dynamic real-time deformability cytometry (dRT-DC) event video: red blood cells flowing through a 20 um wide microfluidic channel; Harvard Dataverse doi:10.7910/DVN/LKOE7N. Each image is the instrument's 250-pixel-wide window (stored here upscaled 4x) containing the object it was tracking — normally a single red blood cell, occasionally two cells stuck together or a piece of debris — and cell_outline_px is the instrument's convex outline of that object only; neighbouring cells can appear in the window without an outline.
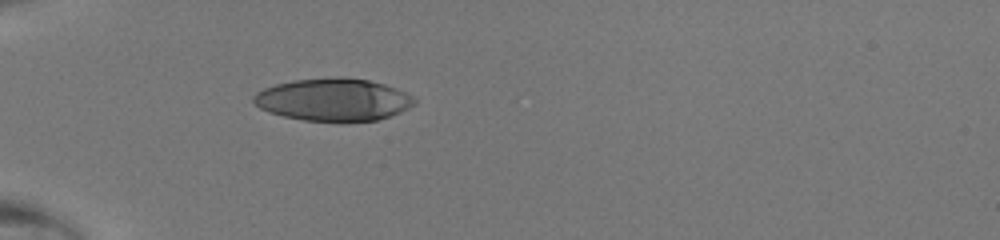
{"species": "human", "species_latin": "Homo sapiens", "temperature_condition": "room temperature", "stored_images_in_passage": 32, "camera_frame_rate_fps": 3000, "um_per_image_px": 0.085, "donor": {"sex": "male"}, "frame": {"image": 1, "passage_image": 1, "time_ms": 0.0, "image_size_px": [1000, 240], "cell_outline_px": [[416, 104], [400, 112], [376, 120], [340, 124], [304, 120], [284, 116], [268, 112], [260, 108], [252, 100], [252, 96], [256, 92], [264, 88], [276, 84], [296, 80], [336, 76], [344, 76], [368, 80], [384, 84], [396, 88], [412, 96], [416, 100]], "centroid_in_image_um": [28.33, 8.49], "position_along_channel_um": 56.7, "area_um2": 40.58}}
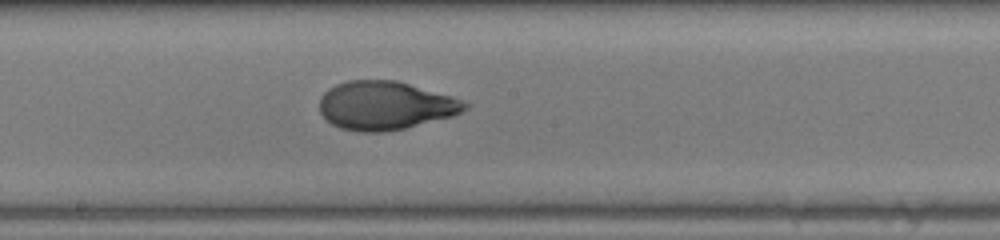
{"frame": {"image": 2, "passage_image": 13, "time_ms": 4.0, "image_size_px": [1000, 240], "cell_outline_px": [[472, 104], [468, 108], [452, 116], [404, 128], [384, 132], [360, 132], [340, 128], [332, 124], [320, 112], [320, 96], [328, 88], [336, 84], [348, 80], [396, 80], [452, 96], [464, 100]], "centroid_in_image_um": [32.75, 8.96], "position_along_channel_um": 215.4, "area_um2": 41.15}}
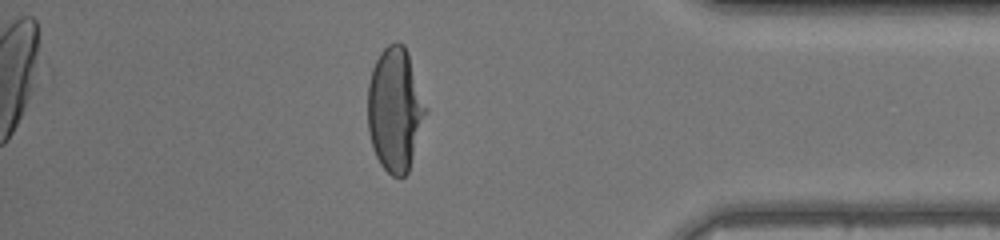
{"frame": {"image": 3, "passage_image": 27, "time_ms": 8.667, "image_size_px": [1000, 240], "cell_outline_px": [[428, 112], [408, 172], [404, 176], [392, 176], [380, 164], [372, 148], [368, 132], [368, 84], [372, 68], [380, 52], [388, 44], [396, 40], [404, 44], [408, 52], [428, 108]], "centroid_in_image_um": [33.59, 9.28], "position_along_channel_um": 401.6, "area_um2": 42.37}}